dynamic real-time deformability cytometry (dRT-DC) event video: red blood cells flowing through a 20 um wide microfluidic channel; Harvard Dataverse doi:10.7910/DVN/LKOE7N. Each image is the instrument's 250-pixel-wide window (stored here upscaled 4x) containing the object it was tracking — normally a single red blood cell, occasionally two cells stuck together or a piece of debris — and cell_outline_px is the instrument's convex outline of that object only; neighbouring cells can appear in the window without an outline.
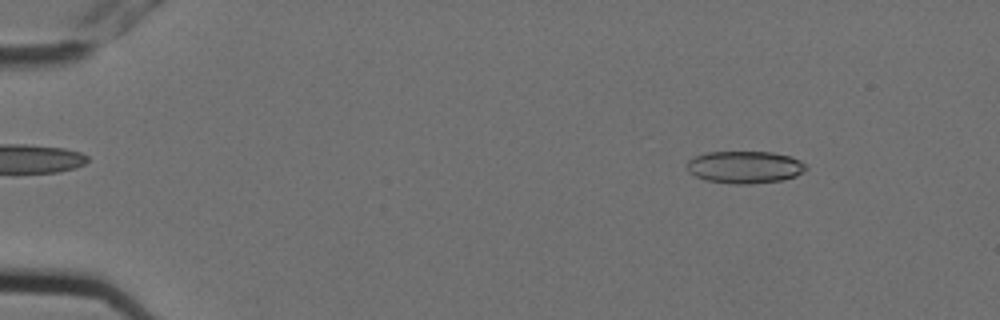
{"species": "Egyptian fruit bat (a non-hibernating species)", "species_latin": "Rousettus aegyptiacus", "temperature_condition": "cold", "stored_images_in_passage": 6, "camera_frame_rate_fps": 3000, "um_per_image_px": 0.085, "animal": {"sex": "female"}, "frame": {"image": 1, "passage_image": 2, "time_ms": 0.333, "image_size_px": [1000, 320], "cell_outline_px": [[808, 168], [804, 172], [796, 176], [780, 180], [752, 184], [732, 184], [704, 180], [688, 172], [688, 160], [696, 156], [708, 152], [772, 152], [788, 156], [800, 160]], "centroid_in_image_um": [63.31, 14.21], "position_along_channel_um": 21.7, "area_um2": 22.37}}
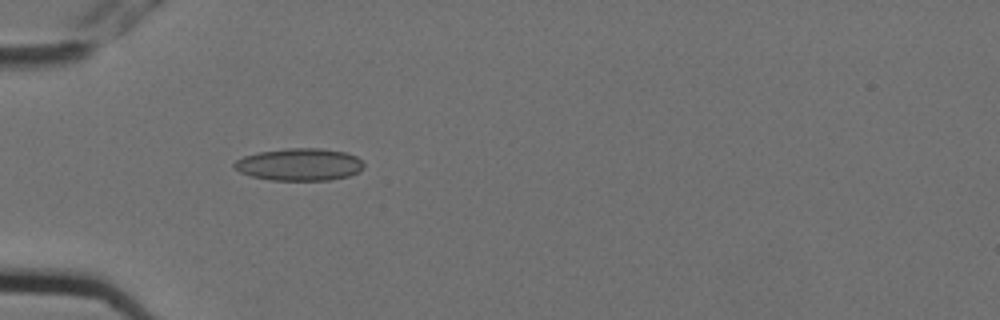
{"frame": {"image": 2, "passage_image": 5, "time_ms": 1.333, "image_size_px": [1000, 320], "cell_outline_px": [[364, 168], [360, 172], [348, 176], [328, 180], [272, 180], [252, 176], [240, 172], [232, 168], [232, 164], [236, 160], [244, 156], [260, 152], [284, 148], [320, 148], [344, 152], [356, 156], [364, 164]], "centroid_in_image_um": [25.44, 13.98], "position_along_channel_um": 59.6, "area_um2": 24.45}}